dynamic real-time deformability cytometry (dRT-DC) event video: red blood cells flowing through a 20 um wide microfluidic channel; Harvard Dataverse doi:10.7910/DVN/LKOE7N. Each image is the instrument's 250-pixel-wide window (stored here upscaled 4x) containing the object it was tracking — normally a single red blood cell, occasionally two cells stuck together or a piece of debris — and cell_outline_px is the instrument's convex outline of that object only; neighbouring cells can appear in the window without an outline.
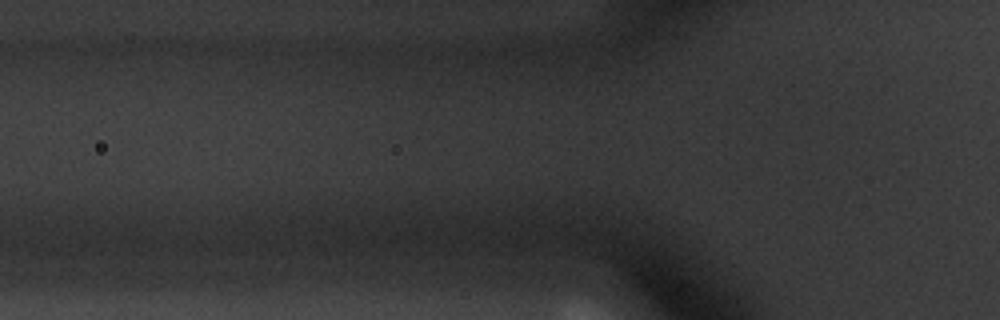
{"species": "common noctule bat (a hibernating species)", "species_latin": "Nyctalus noctula", "temperature_condition": "warm", "stored_images_in_passage": 3, "camera_frame_rate_fps": 3000, "um_per_image_px": 0.085, "animal": {"sex": "male", "body_mass_g": 20.1, "forearm_length_mm": 53.5}, "frame": {"image": 1, "passage_image": 2, "time_ms": 0.333, "image_size_px": [1000, 320], "cell_outline_px": [[252, 44], [244, 52], [92, 52], [88, 44], [112, 36], [252, 40]], "centroid_in_image_um": [14.29, 3.82], "position_along_channel_um": 111.5, "area_um2": 15.9}}